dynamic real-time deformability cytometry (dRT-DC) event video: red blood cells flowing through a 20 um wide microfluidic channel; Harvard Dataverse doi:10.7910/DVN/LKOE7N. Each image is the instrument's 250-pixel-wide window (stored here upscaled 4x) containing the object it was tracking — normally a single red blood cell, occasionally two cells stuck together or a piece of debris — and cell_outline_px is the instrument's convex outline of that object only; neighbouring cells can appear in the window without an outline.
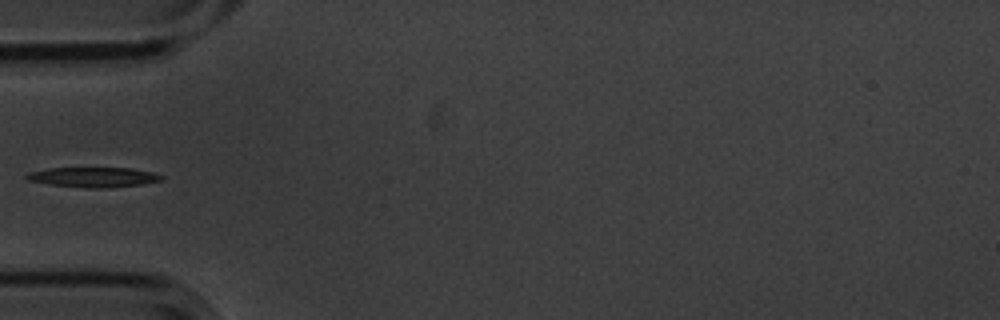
{"species": "common noctule bat (a hibernating species)", "species_latin": "Nyctalus noctula", "temperature_condition": "cold", "stored_images_in_passage": 33, "camera_frame_rate_fps": 3000, "um_per_image_px": 0.085, "animal": {"sex": "male", "body_mass_g": 20.1, "forearm_length_mm": 53.5}, "frame": {"image": 1, "passage_image": 1, "time_ms": 0.0, "image_size_px": [1000, 320], "cell_outline_px": [[164, 176], [160, 180], [140, 184], [96, 188], [88, 188], [52, 184], [28, 180], [24, 176], [28, 172], [48, 168], [132, 168], [152, 172]], "centroid_in_image_um": [7.9, 15.04], "position_along_channel_um": 77.1, "area_um2": 15.32}}
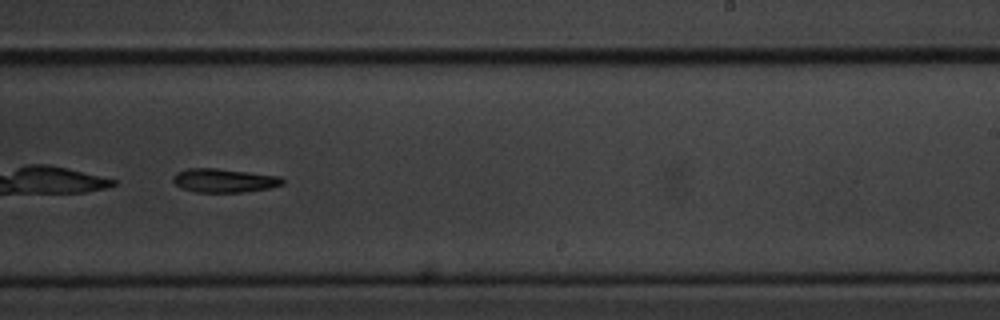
{"frame": {"image": 2, "passage_image": 17, "time_ms": 5.333, "image_size_px": [1000, 320], "cell_outline_px": [[284, 184], [268, 188], [240, 192], [196, 192], [180, 188], [172, 180], [172, 176], [176, 172], [188, 168], [216, 168], [280, 176], [284, 180]], "centroid_in_image_um": [19.01, 15.33], "position_along_channel_um": 270.0, "area_um2": 15.14}}
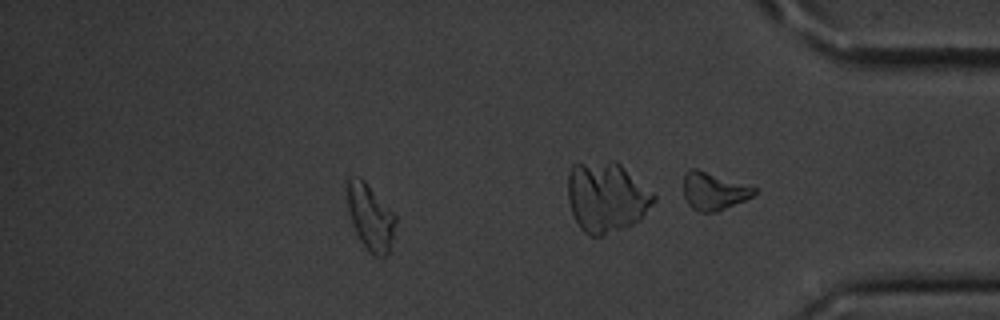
{"frame": {"image": 3, "passage_image": 26, "time_ms": 8.333, "image_size_px": [1000, 320], "cell_outline_px": [[396, 224], [388, 252], [384, 256], [372, 256], [360, 240], [352, 224], [348, 208], [348, 180], [356, 176], [360, 176], [396, 212]], "centroid_in_image_um": [31.52, 18.44], "position_along_channel_um": 403.7, "area_um2": 18.61}}